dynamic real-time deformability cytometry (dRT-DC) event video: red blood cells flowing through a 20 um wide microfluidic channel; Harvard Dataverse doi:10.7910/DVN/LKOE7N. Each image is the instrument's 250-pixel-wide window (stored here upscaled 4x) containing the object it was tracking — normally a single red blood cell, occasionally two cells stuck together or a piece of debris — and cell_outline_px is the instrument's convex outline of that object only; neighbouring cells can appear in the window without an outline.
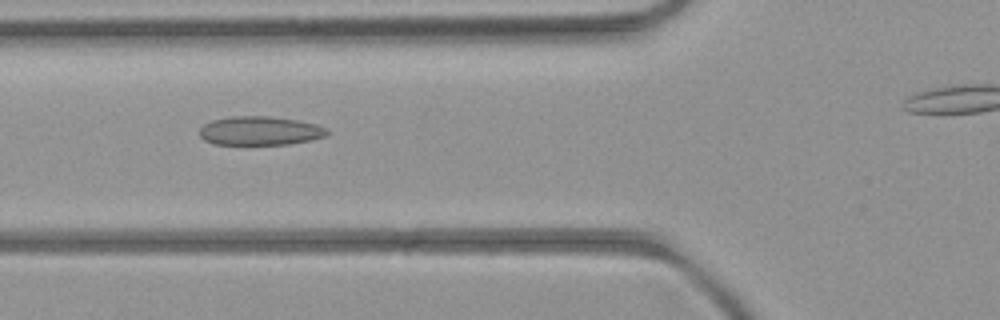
{"species": "common noctule bat (a hibernating species)", "species_latin": "Nyctalus noctula", "temperature_condition": "room temperature", "stored_images_in_passage": 10, "camera_frame_rate_fps": 3000, "um_per_image_px": 0.085, "animal": {"sex": "female", "body_mass_g": 21.9}, "frame": {"image": 1, "passage_image": 7, "time_ms": 7.0, "image_size_px": [1000, 320], "cell_outline_px": [[328, 136], [312, 140], [288, 144], [216, 144], [204, 140], [200, 136], [200, 128], [204, 124], [212, 120], [232, 116], [272, 116], [296, 120], [316, 124], [328, 128]], "centroid_in_image_um": [22.13, 11.11], "position_along_channel_um": 103.7, "area_um2": 21.5}}
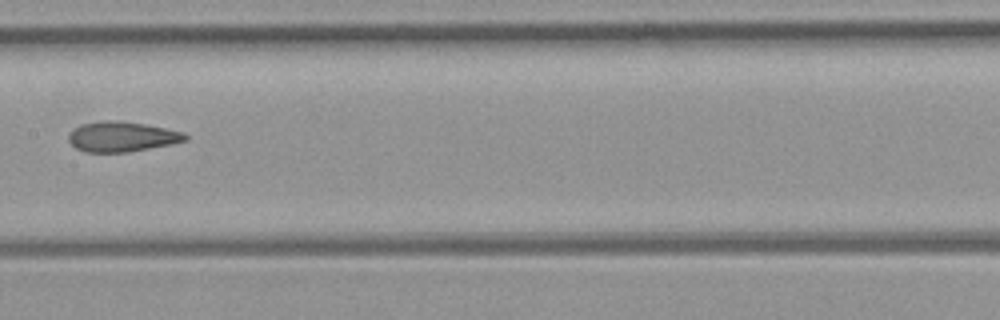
{"frame": {"image": 2, "passage_image": 9, "time_ms": 9.333, "image_size_px": [1000, 320], "cell_outline_px": [[188, 140], [172, 144], [128, 152], [84, 152], [76, 148], [68, 140], [68, 136], [80, 124], [104, 120], [120, 120], [144, 124], [184, 132], [188, 136]], "centroid_in_image_um": [10.37, 11.61], "position_along_channel_um": 197.0, "area_um2": 20.46}}